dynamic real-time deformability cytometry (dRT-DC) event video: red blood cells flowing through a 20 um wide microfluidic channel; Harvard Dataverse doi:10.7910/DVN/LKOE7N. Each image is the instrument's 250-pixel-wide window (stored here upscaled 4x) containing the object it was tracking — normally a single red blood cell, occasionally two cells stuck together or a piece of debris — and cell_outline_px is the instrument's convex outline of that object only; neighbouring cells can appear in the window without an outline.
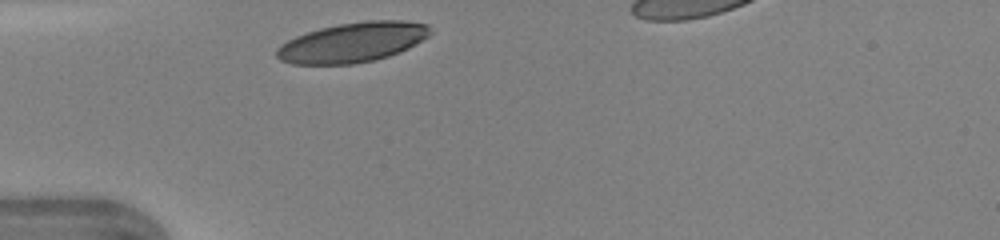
{"species": "human", "species_latin": "Homo sapiens", "temperature_condition": "warm", "stored_images_in_passage": 25, "camera_frame_rate_fps": 3000, "um_per_image_px": 0.085, "donor": {"sex": "female"}, "frame": {"image": 1, "passage_image": 1, "time_ms": 0.0, "image_size_px": [1000, 240], "cell_outline_px": [[432, 32], [428, 36], [416, 44], [408, 48], [388, 56], [372, 60], [352, 64], [292, 64], [280, 60], [276, 56], [276, 48], [280, 44], [296, 36], [320, 28], [340, 24], [368, 20], [404, 20], [428, 24]], "centroid_in_image_um": [29.97, 3.59], "position_along_channel_um": 55.0, "area_um2": 35.55}}
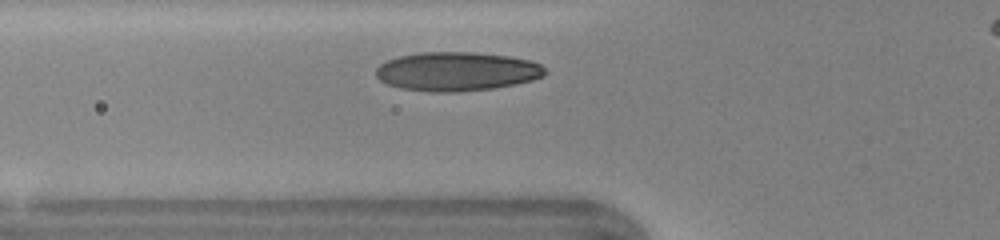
{"frame": {"image": 2, "passage_image": 4, "time_ms": 1.0, "image_size_px": [1000, 240], "cell_outline_px": [[548, 72], [544, 76], [532, 80], [516, 84], [492, 88], [456, 92], [432, 92], [400, 88], [388, 84], [380, 80], [376, 76], [376, 68], [380, 64], [388, 60], [400, 56], [420, 52], [476, 52], [508, 56], [528, 60], [540, 64]], "centroid_in_image_um": [38.83, 6.07], "position_along_channel_um": 87.0, "area_um2": 38.38}}
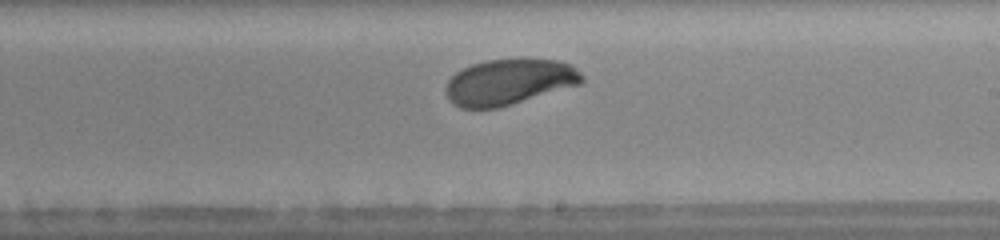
{"frame": {"image": 3, "passage_image": 15, "time_ms": 4.667, "image_size_px": [1000, 240], "cell_outline_px": [[584, 80], [580, 84], [500, 108], [460, 108], [452, 104], [448, 100], [444, 92], [444, 88], [448, 80], [456, 72], [472, 64], [488, 60], [560, 60], [572, 64], [584, 76]], "centroid_in_image_um": [43.25, 6.99], "position_along_channel_um": 245.7, "area_um2": 36.41}, "authors_computed_cell_mechanics": {"area_um2": 37.281, "velocity_mm_per_s": 4.3198, "shape_relaxation_time_tau1_ms": 1.6126, "shape_relaxation_time_tau2_ms": null, "deformation_change_tau1": 0.1039, "deformation_change_tau2": null}}